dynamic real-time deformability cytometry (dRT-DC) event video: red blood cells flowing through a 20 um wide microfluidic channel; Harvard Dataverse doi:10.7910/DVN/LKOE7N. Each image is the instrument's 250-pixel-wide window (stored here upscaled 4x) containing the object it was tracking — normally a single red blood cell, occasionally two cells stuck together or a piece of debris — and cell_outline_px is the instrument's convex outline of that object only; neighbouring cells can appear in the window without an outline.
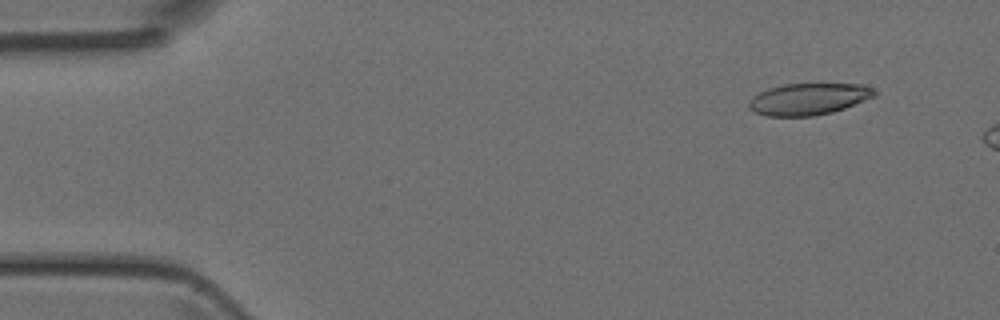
{"species": "Egyptian fruit bat (a non-hibernating species)", "species_latin": "Rousettus aegyptiacus", "temperature_condition": "room temperature", "stored_images_in_passage": 9, "camera_frame_rate_fps": 3000, "um_per_image_px": 0.085, "animal": {"sex": "female"}, "frame": {"image": 1, "passage_image": 4, "time_ms": 1.0, "image_size_px": [1000, 320], "cell_outline_px": [[876, 96], [844, 108], [832, 112], [812, 116], [768, 116], [756, 112], [748, 108], [748, 100], [752, 96], [768, 88], [784, 84], [860, 84], [872, 88], [876, 92]], "centroid_in_image_um": [68.7, 8.41], "position_along_channel_um": 16.3, "area_um2": 23.12}}